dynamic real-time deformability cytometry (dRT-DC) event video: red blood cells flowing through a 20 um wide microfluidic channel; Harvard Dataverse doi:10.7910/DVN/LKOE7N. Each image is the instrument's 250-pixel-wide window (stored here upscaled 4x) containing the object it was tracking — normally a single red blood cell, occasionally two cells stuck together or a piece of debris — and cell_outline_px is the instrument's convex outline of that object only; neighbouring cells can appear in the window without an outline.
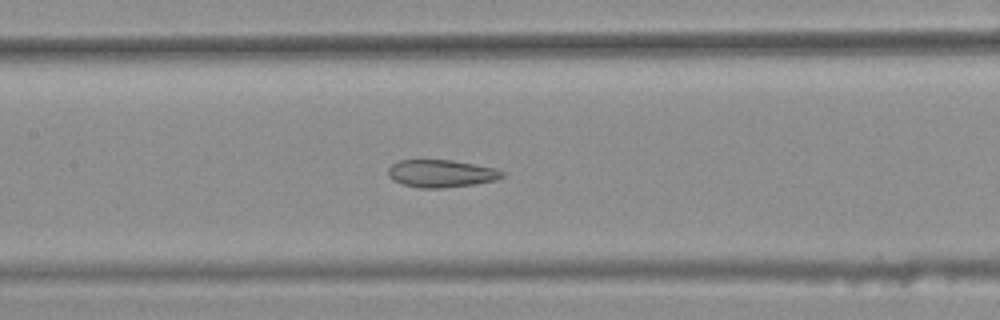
{"species": "common noctule bat (a hibernating species)", "species_latin": "Nyctalus noctula", "temperature_condition": "warm", "stored_images_in_passage": 47, "camera_frame_rate_fps": 3000, "um_per_image_px": 0.085, "animal": {"sex": "female", "body_mass_g": 25.1}, "frame": {"image": 1, "passage_image": 26, "time_ms": 8.333, "image_size_px": [1000, 320], "cell_outline_px": [[504, 176], [496, 180], [476, 184], [444, 188], [420, 188], [400, 184], [392, 180], [388, 176], [388, 168], [392, 164], [400, 160], [452, 160], [496, 168], [504, 172]], "centroid_in_image_um": [37.49, 14.76], "position_along_channel_um": 169.9, "area_um2": 18.5}}
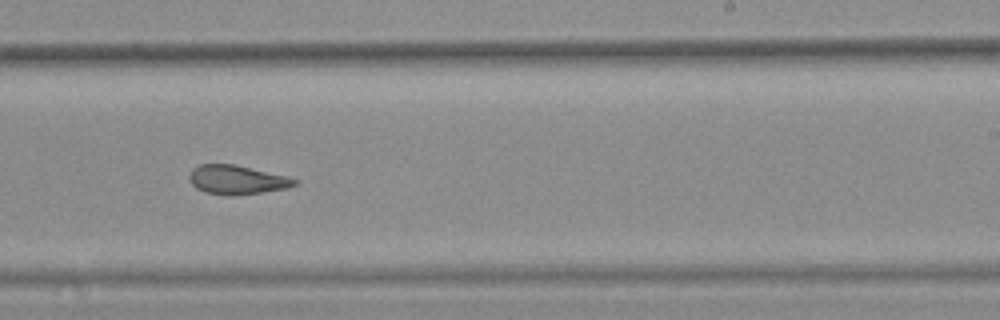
{"frame": {"image": 2, "passage_image": 34, "time_ms": 11.0, "image_size_px": [1000, 320], "cell_outline_px": [[296, 184], [288, 188], [260, 192], [204, 192], [196, 188], [192, 184], [188, 176], [192, 168], [200, 164], [232, 164], [288, 176], [296, 180]], "centroid_in_image_um": [20.12, 15.22], "position_along_channel_um": 268.9, "area_um2": 16.88}}
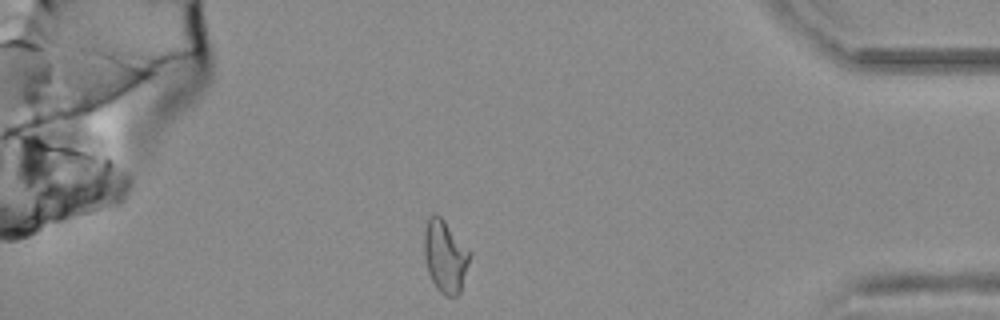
{"frame": {"image": 3, "passage_image": 47, "time_ms": 15.333, "image_size_px": [1000, 320], "cell_outline_px": [[468, 264], [460, 292], [456, 296], [444, 296], [436, 288], [428, 272], [424, 256], [424, 232], [428, 216], [436, 212], [444, 220], [468, 252]], "centroid_in_image_um": [37.78, 21.79], "position_along_channel_um": 397.4, "area_um2": 18.67}, "authors_computed_cell_mechanics": {"area_um2": 19.3052, "velocity_mm_per_s": 3.7229, "shape_relaxation_time_tau1_ms": null, "shape_relaxation_time_tau2_ms": 2.7071, "deformation_change_tau1": null, "deformation_change_tau2": 0.0956}}